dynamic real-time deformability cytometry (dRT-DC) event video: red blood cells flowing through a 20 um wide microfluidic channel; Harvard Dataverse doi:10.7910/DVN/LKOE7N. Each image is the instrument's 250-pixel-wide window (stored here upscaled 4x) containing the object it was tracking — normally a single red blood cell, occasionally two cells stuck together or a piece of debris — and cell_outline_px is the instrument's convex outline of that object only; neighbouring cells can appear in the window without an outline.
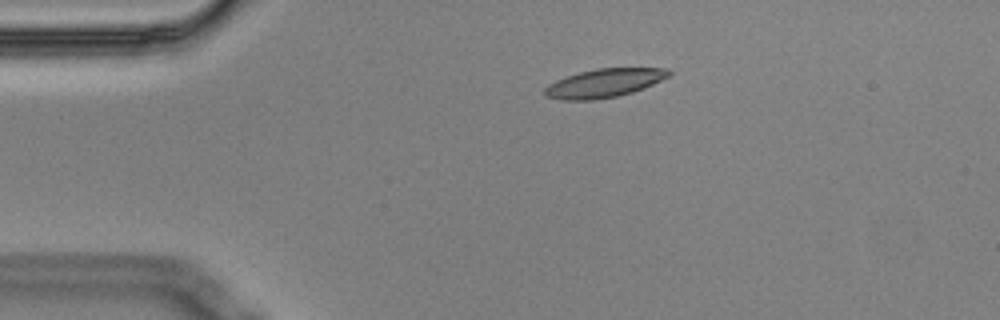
{"species": "Egyptian fruit bat (a non-hibernating species)", "species_latin": "Rousettus aegyptiacus", "temperature_condition": "cold", "stored_images_in_passage": 6, "camera_frame_rate_fps": 3000, "um_per_image_px": 0.085, "animal": {"sex": "male"}, "frame": {"image": 1, "passage_image": 4, "time_ms": 1.0, "image_size_px": [1000, 320], "cell_outline_px": [[672, 72], [668, 76], [652, 84], [632, 92], [616, 96], [592, 100], [560, 100], [544, 96], [544, 88], [548, 84], [556, 80], [580, 72], [596, 68], [668, 68]], "centroid_in_image_um": [51.31, 7.06], "position_along_channel_um": 33.7, "area_um2": 20.52}}